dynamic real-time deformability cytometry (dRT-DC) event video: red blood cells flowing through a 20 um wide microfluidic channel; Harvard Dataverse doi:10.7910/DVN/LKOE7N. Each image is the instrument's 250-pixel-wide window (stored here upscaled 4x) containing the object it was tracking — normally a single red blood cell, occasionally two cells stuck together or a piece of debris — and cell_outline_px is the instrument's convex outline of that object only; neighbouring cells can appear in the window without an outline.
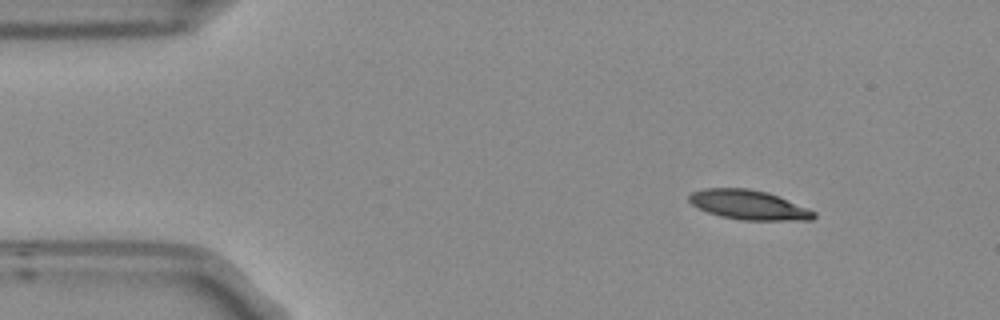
{"species": "Egyptian fruit bat (a non-hibernating species)", "species_latin": "Rousettus aegyptiacus", "temperature_condition": "room temperature", "stored_images_in_passage": 3, "camera_frame_rate_fps": 3000, "um_per_image_px": 0.085, "frame": {"image": 1, "passage_image": 1, "time_ms": 0.0, "image_size_px": [1000, 320], "cell_outline_px": [[816, 216], [812, 220], [740, 220], [720, 216], [708, 212], [692, 204], [688, 200], [688, 196], [692, 192], [704, 188], [748, 188], [768, 192], [780, 196], [808, 208], [816, 212]], "centroid_in_image_um": [63.66, 17.41], "position_along_channel_um": 21.3, "area_um2": 21.56}}